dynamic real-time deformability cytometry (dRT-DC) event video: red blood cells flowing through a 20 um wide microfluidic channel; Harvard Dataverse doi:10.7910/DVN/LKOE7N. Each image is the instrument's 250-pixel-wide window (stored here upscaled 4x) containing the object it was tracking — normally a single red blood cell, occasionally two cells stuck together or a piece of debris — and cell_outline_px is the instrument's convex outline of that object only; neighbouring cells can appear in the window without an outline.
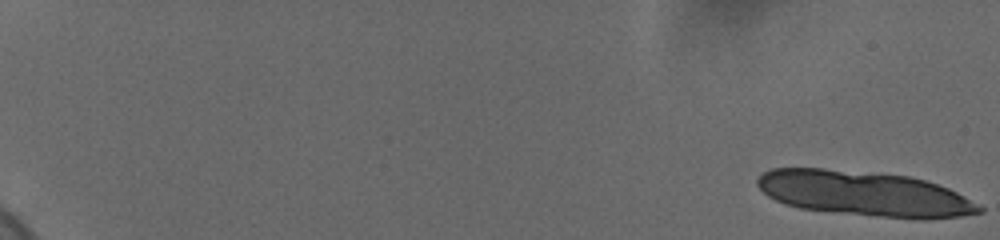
{"species": "human", "species_latin": "Homo sapiens", "temperature_condition": "cold", "stored_images_in_passage": 21, "camera_frame_rate_fps": 3000, "um_per_image_px": 0.085, "donor": {"sex": "female"}, "frame": {"image": 1, "passage_image": 1, "time_ms": 0.0, "image_size_px": [1000, 240], "cell_outline_px": [[984, 212], [960, 216], [924, 220], [916, 220], [800, 208], [784, 204], [768, 196], [756, 184], [756, 180], [764, 172], [772, 168], [824, 168], [908, 176], [924, 180], [948, 188], [964, 196], [984, 208]], "centroid_in_image_um": [73.48, 16.46], "position_along_channel_um": 11.5, "area_um2": 57.92}}